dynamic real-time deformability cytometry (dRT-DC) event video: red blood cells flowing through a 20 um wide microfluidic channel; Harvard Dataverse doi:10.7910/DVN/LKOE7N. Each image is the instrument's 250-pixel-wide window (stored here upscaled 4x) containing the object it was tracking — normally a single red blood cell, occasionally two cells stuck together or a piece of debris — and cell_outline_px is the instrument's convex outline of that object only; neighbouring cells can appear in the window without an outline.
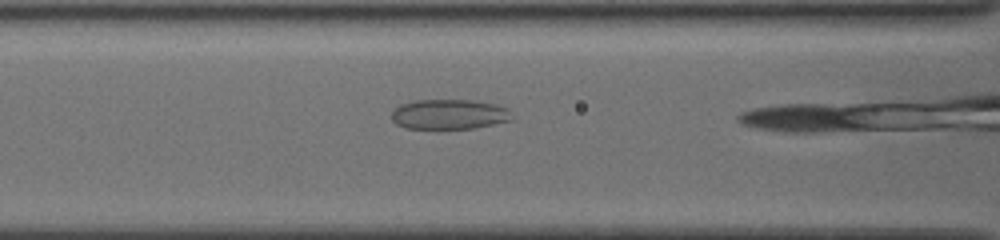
{"species": "common noctule bat (a hibernating species)", "species_latin": "Nyctalus noctula", "temperature_condition": "cold", "stored_images_in_passage": 7, "camera_frame_rate_fps": 3000, "um_per_image_px": 0.085, "animal": {"sex": "female", "body_mass_g": 19.5, "forearm_length_mm": 54.1}, "frame": {"image": 1, "passage_image": 3, "time_ms": 0.667, "image_size_px": [1000, 240], "cell_outline_px": [[508, 120], [472, 128], [404, 128], [396, 124], [392, 120], [392, 112], [396, 108], [412, 100], [476, 100], [492, 104], [504, 108]], "centroid_in_image_um": [38.04, 9.71], "position_along_channel_um": 128.6, "area_um2": 20.23}}